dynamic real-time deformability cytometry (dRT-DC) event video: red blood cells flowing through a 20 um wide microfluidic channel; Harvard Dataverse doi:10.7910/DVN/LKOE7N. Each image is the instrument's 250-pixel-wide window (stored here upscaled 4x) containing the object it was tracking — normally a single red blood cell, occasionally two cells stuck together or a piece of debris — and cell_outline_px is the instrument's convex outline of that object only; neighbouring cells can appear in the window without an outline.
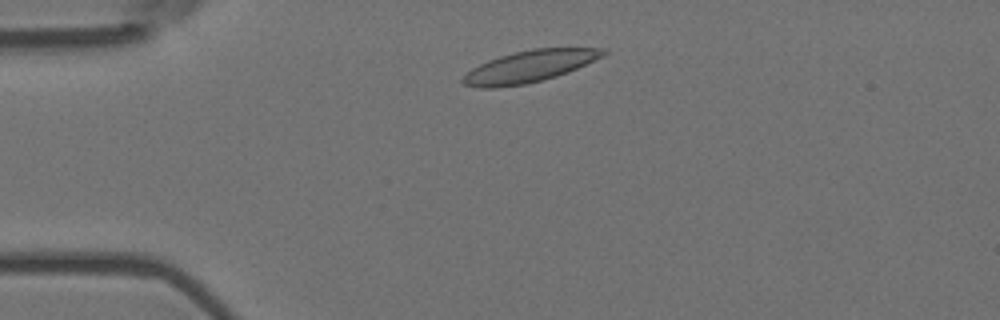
{"species": "Egyptian fruit bat (a non-hibernating species)", "species_latin": "Rousettus aegyptiacus", "temperature_condition": "room temperature", "stored_images_in_passage": 48, "camera_frame_rate_fps": 3000, "um_per_image_px": 0.085, "animal": {"sex": "female"}, "frame": {"image": 1, "passage_image": 6, "time_ms": 1.667, "image_size_px": [1000, 320], "cell_outline_px": [[608, 52], [604, 56], [568, 72], [556, 76], [524, 84], [496, 88], [480, 88], [464, 84], [460, 80], [472, 68], [488, 60], [500, 56], [532, 48], [608, 48]], "centroid_in_image_um": [45.02, 5.64], "position_along_channel_um": 40.0, "area_um2": 25.78}}
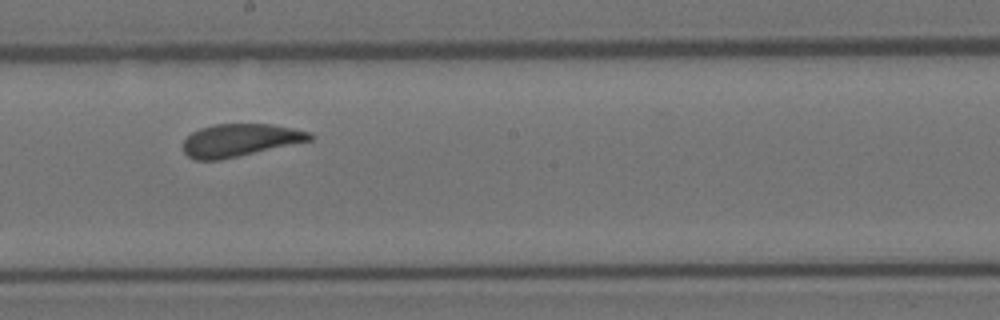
{"frame": {"image": 2, "passage_image": 24, "time_ms": 7.667, "image_size_px": [1000, 320], "cell_outline_px": [[312, 140], [220, 160], [192, 160], [184, 152], [184, 140], [192, 132], [200, 128], [212, 124], [272, 124], [312, 132]], "centroid_in_image_um": [20.38, 11.91], "position_along_channel_um": 227.8, "area_um2": 24.04}}
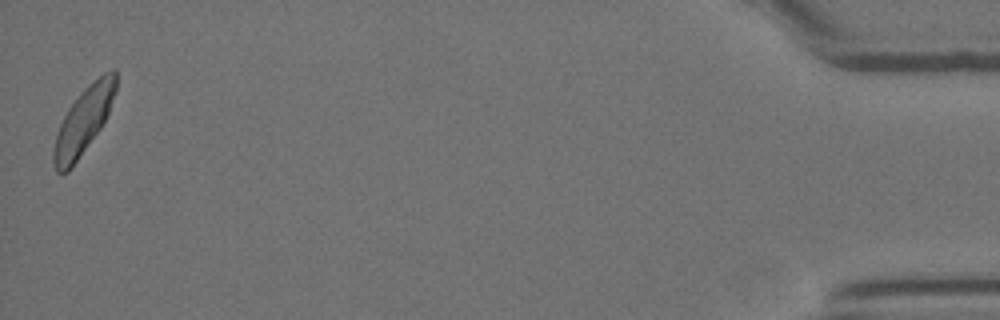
{"frame": {"image": 3, "passage_image": 48, "time_ms": 15.667, "image_size_px": [1000, 320], "cell_outline_px": [[116, 88], [108, 112], [100, 128], [72, 168], [68, 172], [56, 172], [52, 164], [52, 152], [56, 136], [60, 124], [68, 108], [80, 92], [88, 84], [104, 72], [112, 68], [116, 68]], "centroid_in_image_um": [7.07, 10.27], "position_along_channel_um": 428.1, "area_um2": 23.93}, "authors_computed_cell_mechanics": {"area_um2": 24.854, "velocity_mm_per_s": 3.648, "shape_relaxation_time_tau1_ms": 3.3236, "shape_relaxation_time_tau2_ms": 1.1669, "deformation_change_tau1": 0.1072, "deformation_change_tau2": 0.0741}}